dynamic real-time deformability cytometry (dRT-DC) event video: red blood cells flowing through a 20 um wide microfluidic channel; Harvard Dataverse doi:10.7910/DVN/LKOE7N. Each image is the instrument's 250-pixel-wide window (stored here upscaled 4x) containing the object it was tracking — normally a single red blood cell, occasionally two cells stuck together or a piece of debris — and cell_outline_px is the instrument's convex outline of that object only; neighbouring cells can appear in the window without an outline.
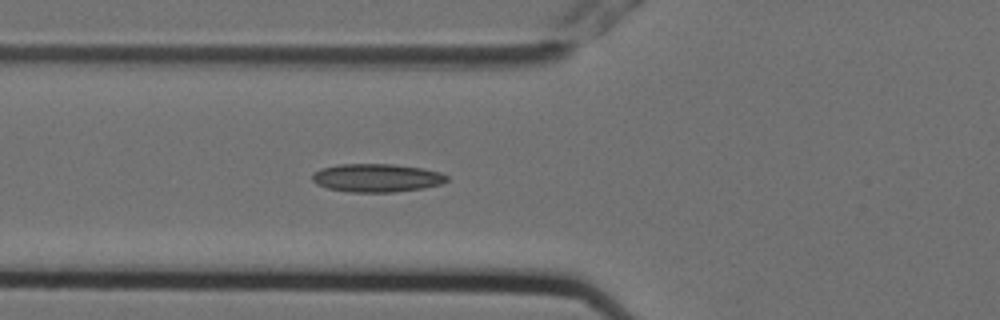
{"species": "Egyptian fruit bat (a non-hibernating species)", "species_latin": "Rousettus aegyptiacus", "temperature_condition": "cold", "stored_images_in_passage": 6, "camera_frame_rate_fps": 3000, "um_per_image_px": 0.085, "animal": {"sex": "female"}, "frame": {"image": 1, "passage_image": 6, "time_ms": 1.667, "image_size_px": [1000, 320], "cell_outline_px": [[448, 180], [440, 184], [424, 188], [392, 192], [348, 192], [328, 188], [316, 184], [312, 180], [312, 172], [320, 168], [340, 164], [392, 164], [424, 168], [440, 172], [448, 176]], "centroid_in_image_um": [32.0, 15.11], "position_along_channel_um": 93.8, "area_um2": 22.31}}